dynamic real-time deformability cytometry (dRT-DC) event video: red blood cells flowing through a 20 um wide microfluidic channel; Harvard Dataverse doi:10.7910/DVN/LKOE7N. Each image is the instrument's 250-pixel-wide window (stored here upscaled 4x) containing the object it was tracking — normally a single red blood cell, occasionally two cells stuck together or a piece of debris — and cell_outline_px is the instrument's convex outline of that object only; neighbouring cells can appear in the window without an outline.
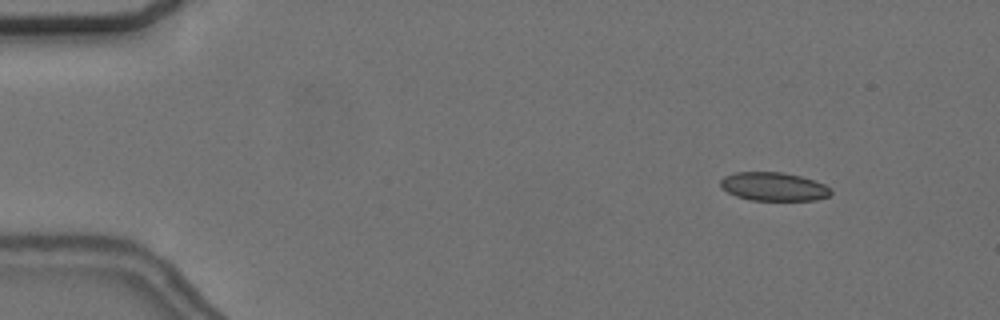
{"species": "common noctule bat (a hibernating species)", "species_latin": "Nyctalus noctula", "temperature_condition": "cold", "stored_images_in_passage": 57, "camera_frame_rate_fps": 3000, "um_per_image_px": 0.085, "animal": {"sex": "female", "body_mass_g": 24.6, "forearm_length_mm": 56.2}, "frame": {"image": 1, "passage_image": 7, "time_ms": 2.0, "image_size_px": [1000, 320], "cell_outline_px": [[832, 192], [828, 196], [816, 200], [752, 200], [736, 196], [720, 188], [720, 180], [724, 176], [736, 172], [784, 172], [800, 176], [824, 184], [832, 188]], "centroid_in_image_um": [65.75, 15.86], "position_along_channel_um": 19.3, "area_um2": 18.38}}
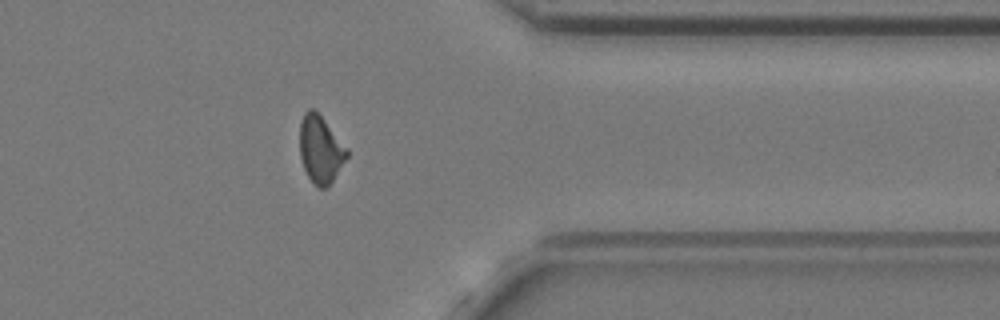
{"frame": {"image": 2, "passage_image": 46, "time_ms": 15.0, "image_size_px": [1000, 320], "cell_outline_px": [[348, 156], [332, 180], [324, 188], [320, 188], [308, 176], [304, 168], [300, 156], [300, 124], [304, 112], [308, 108], [312, 108], [324, 120], [348, 148]], "centroid_in_image_um": [27.24, 12.67], "position_along_channel_um": 384.2, "area_um2": 18.09}}
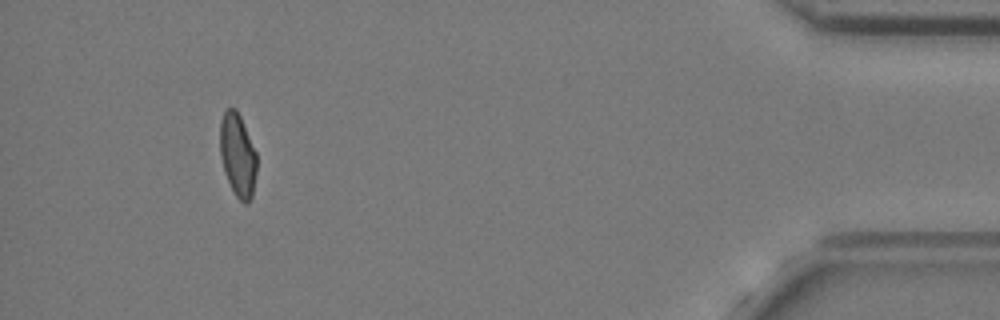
{"frame": {"image": 3, "passage_image": 53, "time_ms": 17.333, "image_size_px": [1000, 320], "cell_outline_px": [[256, 172], [252, 196], [248, 204], [244, 204], [236, 196], [224, 172], [220, 156], [220, 120], [224, 112], [228, 108], [236, 108], [240, 116], [256, 152]], "centroid_in_image_um": [20.19, 13.18], "position_along_channel_um": 415.0, "area_um2": 17.74}, "authors_computed_cell_mechanics": {"area_um2": 18.7272, "velocity_mm_per_s": 3.651, "shape_relaxation_time_tau1_ms": null, "shape_relaxation_time_tau2_ms": 2.8211, "deformation_change_tau1": null, "deformation_change_tau2": 0.0842}}